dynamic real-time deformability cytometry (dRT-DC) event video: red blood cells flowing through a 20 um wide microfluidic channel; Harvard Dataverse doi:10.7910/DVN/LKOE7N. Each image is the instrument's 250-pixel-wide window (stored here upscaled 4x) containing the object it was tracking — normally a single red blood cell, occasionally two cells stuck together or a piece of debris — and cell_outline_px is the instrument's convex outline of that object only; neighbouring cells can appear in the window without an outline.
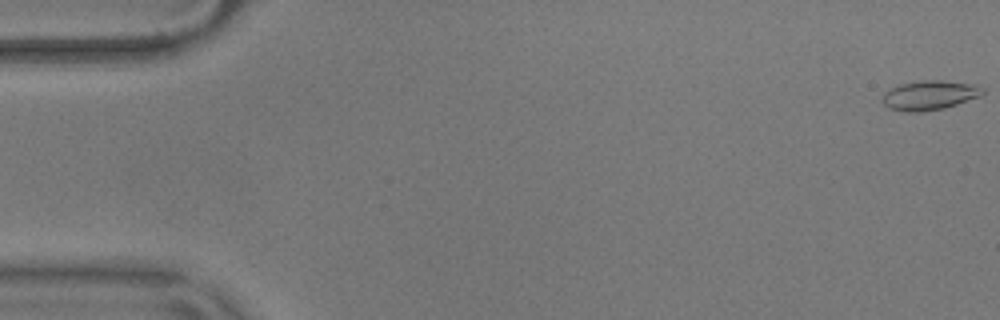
{"species": "common noctule bat (a hibernating species)", "species_latin": "Nyctalus noctula", "temperature_condition": "warm", "stored_images_in_passage": 7, "camera_frame_rate_fps": 3000, "um_per_image_px": 0.085, "animal": {"sex": "male", "body_mass_g": 17.9}, "frame": {"image": 1, "passage_image": 1, "time_ms": 0.0, "image_size_px": [1000, 320], "cell_outline_px": [[984, 92], [980, 96], [944, 108], [916, 112], [908, 112], [888, 108], [880, 100], [884, 92], [900, 84], [920, 80], [944, 80], [976, 84], [984, 88]], "centroid_in_image_um": [79.0, 8.08], "position_along_channel_um": 6.0, "area_um2": 17.28}}